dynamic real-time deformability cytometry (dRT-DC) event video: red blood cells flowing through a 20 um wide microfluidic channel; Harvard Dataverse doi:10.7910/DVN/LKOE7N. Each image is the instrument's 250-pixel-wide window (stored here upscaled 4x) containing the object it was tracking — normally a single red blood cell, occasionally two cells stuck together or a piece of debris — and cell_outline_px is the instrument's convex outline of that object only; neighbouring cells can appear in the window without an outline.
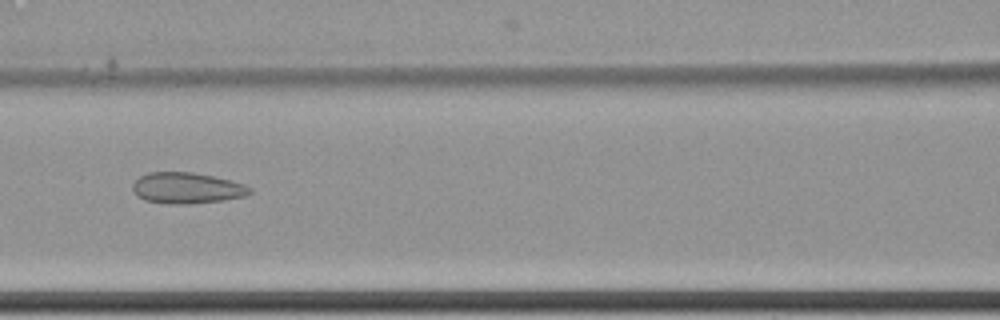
{"species": "common noctule bat (a hibernating species)", "species_latin": "Nyctalus noctula", "temperature_condition": "cold", "stored_images_in_passage": 9, "camera_frame_rate_fps": 3000, "um_per_image_px": 0.085, "animal": {"sex": "female", "body_mass_g": 22.7, "forearm_length_mm": 54.2}, "frame": {"image": 1, "passage_image": 9, "time_ms": 2.667, "image_size_px": [1000, 320], "cell_outline_px": [[252, 192], [244, 196], [224, 200], [188, 204], [168, 204], [144, 200], [136, 196], [132, 188], [132, 184], [140, 176], [148, 172], [192, 172], [212, 176], [244, 184], [252, 188]], "centroid_in_image_um": [15.85, 15.99], "position_along_channel_um": 150.7, "area_um2": 21.21}}